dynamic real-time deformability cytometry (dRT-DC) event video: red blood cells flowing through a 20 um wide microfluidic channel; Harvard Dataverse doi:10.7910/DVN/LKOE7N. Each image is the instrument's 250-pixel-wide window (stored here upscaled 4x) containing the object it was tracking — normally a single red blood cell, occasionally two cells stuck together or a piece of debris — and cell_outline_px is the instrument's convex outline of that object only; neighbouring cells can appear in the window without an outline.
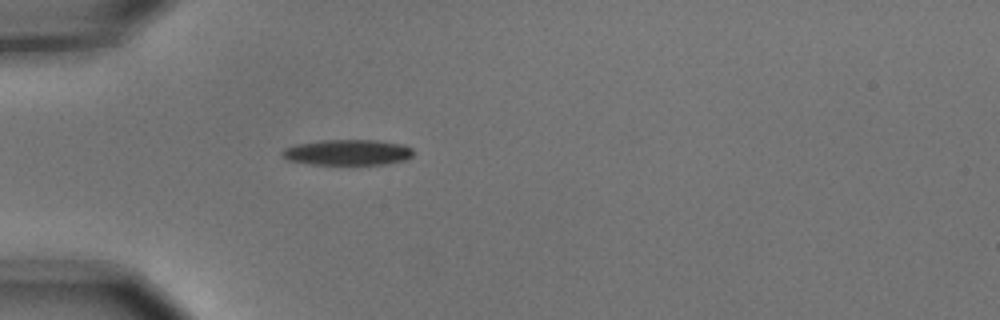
{"species": "common noctule bat (a hibernating species)", "species_latin": "Nyctalus noctula", "temperature_condition": "cold", "stored_images_in_passage": 1, "camera_frame_rate_fps": 3000, "um_per_image_px": 0.085, "animal": {"sex": "male", "body_mass_g": 15.6}, "frame": {"image": 1, "passage_image": 1, "time_ms": 0.0, "image_size_px": [1000, 320], "cell_outline_px": [[412, 156], [404, 160], [384, 164], [312, 164], [288, 160], [280, 152], [284, 148], [296, 144], [324, 140], [376, 140], [404, 144], [412, 148]], "centroid_in_image_um": [29.55, 12.94], "position_along_channel_um": 55.4, "area_um2": 19.48}}